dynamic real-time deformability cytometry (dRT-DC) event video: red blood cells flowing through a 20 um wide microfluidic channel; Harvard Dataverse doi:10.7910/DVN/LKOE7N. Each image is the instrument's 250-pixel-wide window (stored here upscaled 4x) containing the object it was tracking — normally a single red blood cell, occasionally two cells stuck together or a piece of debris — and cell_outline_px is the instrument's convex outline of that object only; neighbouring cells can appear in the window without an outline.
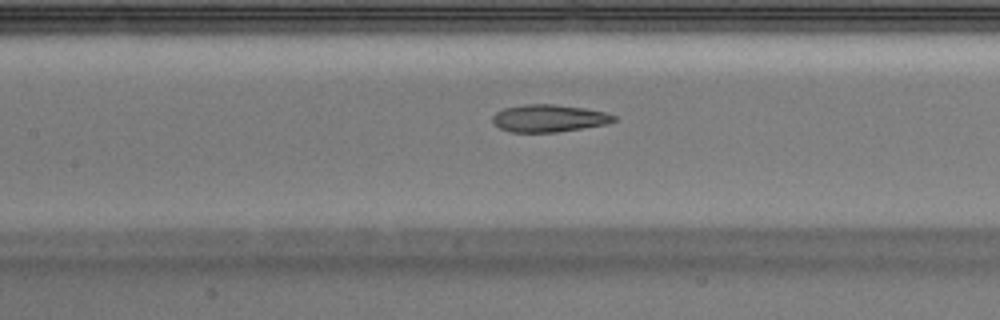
{"species": "Egyptian fruit bat (a non-hibernating species)", "species_latin": "Rousettus aegyptiacus", "temperature_condition": "warm", "stored_images_in_passage": 40, "camera_frame_rate_fps": 3000, "um_per_image_px": 0.085, "animal": {"sex": "male"}, "frame": {"image": 1, "passage_image": 17, "time_ms": 5.333, "image_size_px": [1000, 320], "cell_outline_px": [[616, 120], [608, 124], [556, 132], [508, 132], [492, 124], [492, 116], [496, 112], [504, 108], [524, 104], [556, 104], [584, 108], [604, 112], [616, 116]], "centroid_in_image_um": [46.62, 10.05], "position_along_channel_um": 160.8, "area_um2": 19.48}}
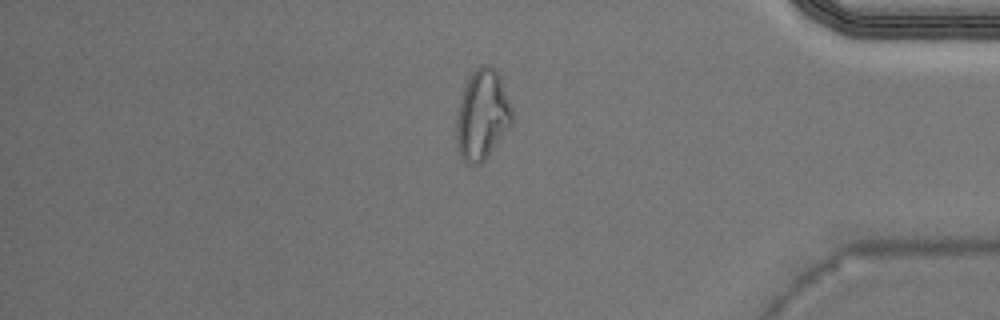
{"frame": {"image": 2, "passage_image": 33, "time_ms": 10.667, "image_size_px": [1000, 320], "cell_outline_px": [[512, 124], [484, 160], [480, 164], [468, 164], [460, 156], [456, 144], [456, 120], [460, 100], [464, 88], [472, 72], [480, 64], [488, 64], [496, 68], [500, 76], [512, 108]], "centroid_in_image_um": [40.99, 9.75], "position_along_channel_um": 394.2, "area_um2": 29.19}}
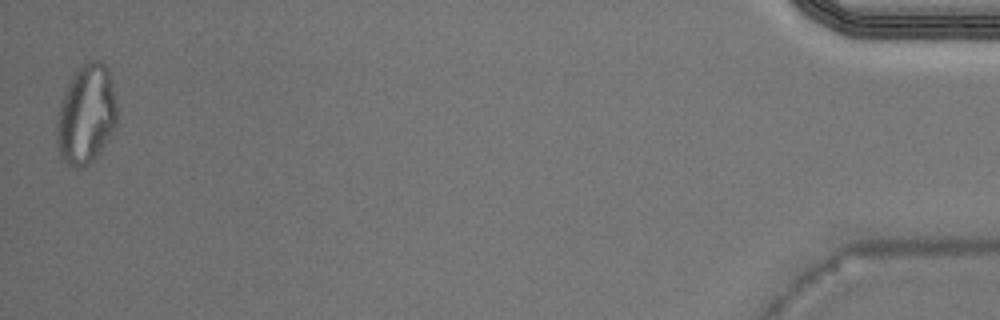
{"frame": {"image": 3, "passage_image": 39, "time_ms": 12.667, "image_size_px": [1000, 320], "cell_outline_px": [[116, 128], [100, 152], [84, 168], [76, 168], [60, 160], [56, 144], [56, 128], [60, 104], [64, 92], [76, 68], [80, 64], [88, 60], [100, 60], [108, 68], [116, 104]], "centroid_in_image_um": [7.31, 9.74], "position_along_channel_um": 427.9, "area_um2": 35.26}}